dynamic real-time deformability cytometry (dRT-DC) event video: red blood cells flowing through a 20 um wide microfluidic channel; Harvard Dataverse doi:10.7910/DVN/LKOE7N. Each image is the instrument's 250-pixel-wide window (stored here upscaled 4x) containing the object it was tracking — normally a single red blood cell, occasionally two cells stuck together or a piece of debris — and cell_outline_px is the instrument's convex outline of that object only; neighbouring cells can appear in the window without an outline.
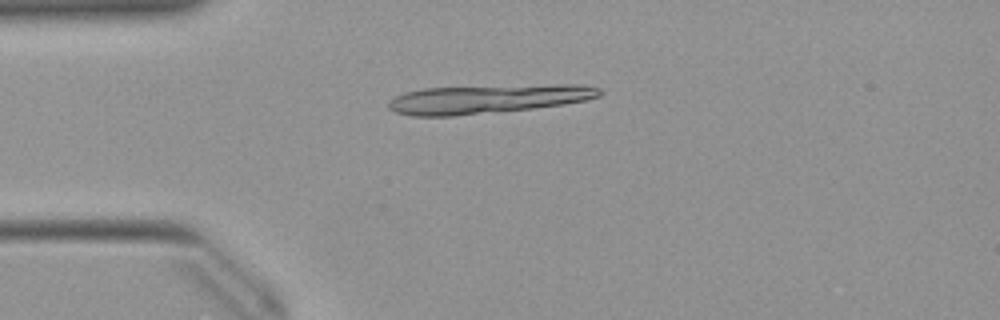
{"species": "Egyptian fruit bat (a non-hibernating species)", "species_latin": "Rousettus aegyptiacus", "temperature_condition": "warm", "stored_images_in_passage": 16, "camera_frame_rate_fps": 3000, "um_per_image_px": 0.085, "animal": {"sex": "female"}, "frame": {"image": 1, "passage_image": 12, "time_ms": 3.667, "image_size_px": [1000, 320], "cell_outline_px": [[604, 92], [600, 96], [584, 100], [564, 104], [532, 108], [452, 116], [412, 116], [396, 112], [388, 108], [388, 100], [404, 92], [424, 88], [556, 84], [580, 84], [600, 88]], "centroid_in_image_um": [41.45, 8.4], "position_along_channel_um": 43.5, "area_um2": 35.37}}